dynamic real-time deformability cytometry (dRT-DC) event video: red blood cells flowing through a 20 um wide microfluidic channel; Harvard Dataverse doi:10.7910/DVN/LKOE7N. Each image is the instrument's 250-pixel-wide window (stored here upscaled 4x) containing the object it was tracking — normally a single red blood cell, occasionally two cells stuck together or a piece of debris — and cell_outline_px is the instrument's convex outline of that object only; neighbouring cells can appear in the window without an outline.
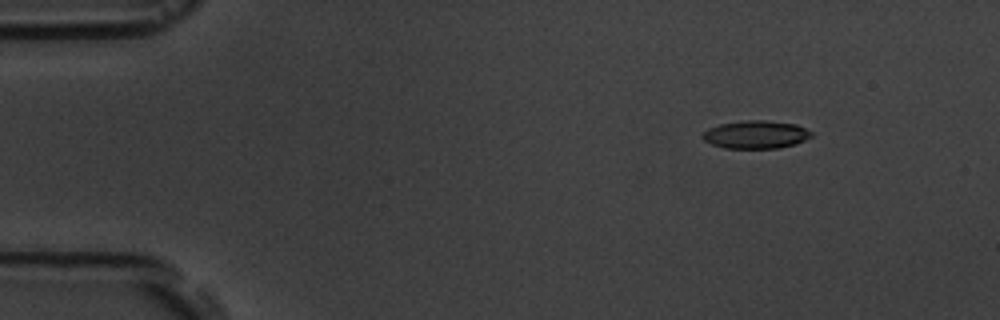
{"species": "common noctule bat (a hibernating species)", "species_latin": "Nyctalus noctula", "temperature_condition": "room temperature", "stored_images_in_passage": 6, "segment_of_instrument_passage": [1, 2], "camera_frame_rate_fps": 3000, "um_per_image_px": 0.085, "animal": {"sex": "male", "body_mass_g": 19.5, "forearm_length_mm": 54.6}, "frame": {"image": 1, "passage_image": 2, "time_ms": 1.0, "image_size_px": [1000, 320], "cell_outline_px": [[812, 136], [796, 144], [780, 148], [724, 148], [712, 144], [704, 140], [700, 136], [708, 128], [720, 124], [744, 120], [764, 120], [796, 124], [812, 132]], "centroid_in_image_um": [64.24, 11.44], "position_along_channel_um": 20.8, "area_um2": 17.74}}
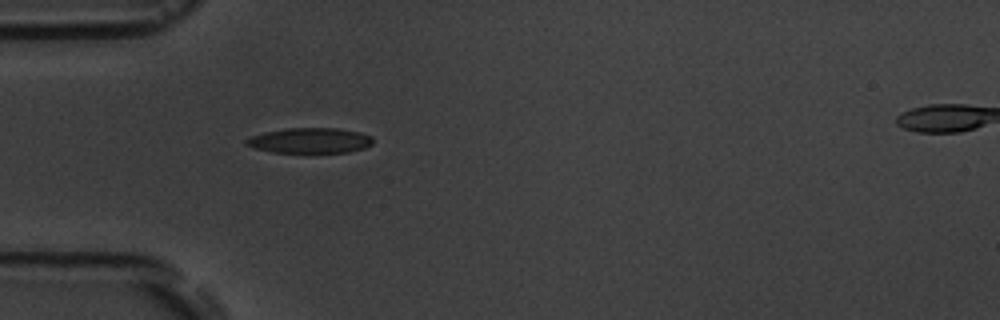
{"frame": {"image": 2, "passage_image": 5, "time_ms": 4.333, "image_size_px": [1000, 320], "cell_outline_px": [[372, 144], [364, 148], [348, 152], [304, 156], [272, 152], [252, 148], [244, 144], [244, 140], [252, 136], [264, 132], [288, 128], [336, 128], [360, 132], [372, 136]], "centroid_in_image_um": [26.31, 12.0], "position_along_channel_um": 58.7, "area_um2": 19.77}}